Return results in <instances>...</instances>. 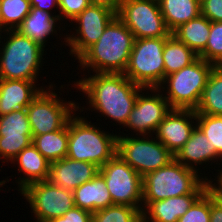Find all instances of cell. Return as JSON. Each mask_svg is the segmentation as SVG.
I'll return each mask as SVG.
<instances>
[{"instance_id": "cell-1", "label": "cell", "mask_w": 222, "mask_h": 222, "mask_svg": "<svg viewBox=\"0 0 222 222\" xmlns=\"http://www.w3.org/2000/svg\"><path fill=\"white\" fill-rule=\"evenodd\" d=\"M79 77L71 81L77 90L73 92L83 94L80 100H86L81 101L84 106L78 102V111H89L86 116L97 113L94 117H104L103 120L112 123L110 126L118 125L120 132L127 123L138 94L144 88L133 83L123 73H83Z\"/></svg>"}, {"instance_id": "cell-2", "label": "cell", "mask_w": 222, "mask_h": 222, "mask_svg": "<svg viewBox=\"0 0 222 222\" xmlns=\"http://www.w3.org/2000/svg\"><path fill=\"white\" fill-rule=\"evenodd\" d=\"M134 41L133 33L116 16L98 41L77 59L76 62L79 64L75 68L81 74L84 72L124 73Z\"/></svg>"}, {"instance_id": "cell-3", "label": "cell", "mask_w": 222, "mask_h": 222, "mask_svg": "<svg viewBox=\"0 0 222 222\" xmlns=\"http://www.w3.org/2000/svg\"><path fill=\"white\" fill-rule=\"evenodd\" d=\"M86 117L85 113L81 114L77 110L68 120L66 157L102 167L117 154L118 133L114 128L110 133L109 129H104V125L100 128L102 127L100 122L93 123L89 120V116Z\"/></svg>"}, {"instance_id": "cell-4", "label": "cell", "mask_w": 222, "mask_h": 222, "mask_svg": "<svg viewBox=\"0 0 222 222\" xmlns=\"http://www.w3.org/2000/svg\"><path fill=\"white\" fill-rule=\"evenodd\" d=\"M3 34L0 36V79L43 81L39 78H44L41 77L43 66H49L44 65L49 47L43 48L17 30H6Z\"/></svg>"}, {"instance_id": "cell-5", "label": "cell", "mask_w": 222, "mask_h": 222, "mask_svg": "<svg viewBox=\"0 0 222 222\" xmlns=\"http://www.w3.org/2000/svg\"><path fill=\"white\" fill-rule=\"evenodd\" d=\"M210 181L176 159L142 177V210L150 203L185 194H203Z\"/></svg>"}, {"instance_id": "cell-6", "label": "cell", "mask_w": 222, "mask_h": 222, "mask_svg": "<svg viewBox=\"0 0 222 222\" xmlns=\"http://www.w3.org/2000/svg\"><path fill=\"white\" fill-rule=\"evenodd\" d=\"M63 83L59 86V89L57 88L58 85L56 84L50 86L49 88L42 89L27 106L26 111L33 136L42 135L61 129L68 122L70 117L78 110L77 101L74 99L70 100L69 97L67 101L66 98L61 96L63 93L68 92V89L71 92L69 87H71L72 90L73 88L75 89L74 83H71L70 81L67 82L68 84L65 82ZM56 92L59 93V95Z\"/></svg>"}, {"instance_id": "cell-7", "label": "cell", "mask_w": 222, "mask_h": 222, "mask_svg": "<svg viewBox=\"0 0 222 222\" xmlns=\"http://www.w3.org/2000/svg\"><path fill=\"white\" fill-rule=\"evenodd\" d=\"M214 65L198 57L193 63L165 76L158 87L171 109L196 110Z\"/></svg>"}, {"instance_id": "cell-8", "label": "cell", "mask_w": 222, "mask_h": 222, "mask_svg": "<svg viewBox=\"0 0 222 222\" xmlns=\"http://www.w3.org/2000/svg\"><path fill=\"white\" fill-rule=\"evenodd\" d=\"M167 38L135 39L123 74L143 88H158L165 79L163 47Z\"/></svg>"}, {"instance_id": "cell-9", "label": "cell", "mask_w": 222, "mask_h": 222, "mask_svg": "<svg viewBox=\"0 0 222 222\" xmlns=\"http://www.w3.org/2000/svg\"><path fill=\"white\" fill-rule=\"evenodd\" d=\"M117 154L141 177L175 159L154 135H118Z\"/></svg>"}, {"instance_id": "cell-10", "label": "cell", "mask_w": 222, "mask_h": 222, "mask_svg": "<svg viewBox=\"0 0 222 222\" xmlns=\"http://www.w3.org/2000/svg\"><path fill=\"white\" fill-rule=\"evenodd\" d=\"M19 194L29 204L34 222H49L75 206L72 191L51 184L48 180L31 183Z\"/></svg>"}, {"instance_id": "cell-11", "label": "cell", "mask_w": 222, "mask_h": 222, "mask_svg": "<svg viewBox=\"0 0 222 222\" xmlns=\"http://www.w3.org/2000/svg\"><path fill=\"white\" fill-rule=\"evenodd\" d=\"M114 205H127L142 213V177L118 154L100 167Z\"/></svg>"}, {"instance_id": "cell-12", "label": "cell", "mask_w": 222, "mask_h": 222, "mask_svg": "<svg viewBox=\"0 0 222 222\" xmlns=\"http://www.w3.org/2000/svg\"><path fill=\"white\" fill-rule=\"evenodd\" d=\"M116 16V13L105 7L90 4L68 24V27L71 28L69 30L68 27L66 28V47L70 48L67 53L68 56L73 57L75 62L90 46L98 41L108 24Z\"/></svg>"}, {"instance_id": "cell-13", "label": "cell", "mask_w": 222, "mask_h": 222, "mask_svg": "<svg viewBox=\"0 0 222 222\" xmlns=\"http://www.w3.org/2000/svg\"><path fill=\"white\" fill-rule=\"evenodd\" d=\"M117 17L135 39L169 37L158 0H122Z\"/></svg>"}, {"instance_id": "cell-14", "label": "cell", "mask_w": 222, "mask_h": 222, "mask_svg": "<svg viewBox=\"0 0 222 222\" xmlns=\"http://www.w3.org/2000/svg\"><path fill=\"white\" fill-rule=\"evenodd\" d=\"M170 110L167 99L158 88H144L138 94L125 127L121 129L122 132L117 133L118 135H154Z\"/></svg>"}, {"instance_id": "cell-15", "label": "cell", "mask_w": 222, "mask_h": 222, "mask_svg": "<svg viewBox=\"0 0 222 222\" xmlns=\"http://www.w3.org/2000/svg\"><path fill=\"white\" fill-rule=\"evenodd\" d=\"M32 137L26 108L0 116V171L32 143Z\"/></svg>"}, {"instance_id": "cell-16", "label": "cell", "mask_w": 222, "mask_h": 222, "mask_svg": "<svg viewBox=\"0 0 222 222\" xmlns=\"http://www.w3.org/2000/svg\"><path fill=\"white\" fill-rule=\"evenodd\" d=\"M175 159L183 164L185 167L194 169L200 175L203 176L204 174V178L208 181H211L216 176V173H218L222 164V160L216 155L215 147L210 144V141H208L205 134L197 125L193 129L189 140L176 153ZM212 165L215 167H213ZM216 167H218L217 170L215 169ZM202 168L204 169V171L202 170ZM210 168H213L215 173L213 169L211 172ZM208 169L210 172H208ZM205 170L207 171V173ZM209 173L213 174V177ZM206 175H208L209 177Z\"/></svg>"}, {"instance_id": "cell-17", "label": "cell", "mask_w": 222, "mask_h": 222, "mask_svg": "<svg viewBox=\"0 0 222 222\" xmlns=\"http://www.w3.org/2000/svg\"><path fill=\"white\" fill-rule=\"evenodd\" d=\"M65 26L66 25L61 22L59 17H55L49 12L31 7V11L24 18L23 22L17 27L16 30L23 36L29 37L34 42L38 43L43 48H46L48 43L51 44V42H47L51 35V39L53 36H57L56 39H62L61 43L60 40H56L59 42L56 44H59L60 46L56 45L55 43L54 45L51 44L53 49L50 48V50H54V48L56 49L57 46L60 47L59 50H64L62 49V46L64 45L63 48L66 49V33H64L66 32Z\"/></svg>"}, {"instance_id": "cell-18", "label": "cell", "mask_w": 222, "mask_h": 222, "mask_svg": "<svg viewBox=\"0 0 222 222\" xmlns=\"http://www.w3.org/2000/svg\"><path fill=\"white\" fill-rule=\"evenodd\" d=\"M196 127V112L189 109H171L155 131V138L174 156L189 140Z\"/></svg>"}, {"instance_id": "cell-19", "label": "cell", "mask_w": 222, "mask_h": 222, "mask_svg": "<svg viewBox=\"0 0 222 222\" xmlns=\"http://www.w3.org/2000/svg\"><path fill=\"white\" fill-rule=\"evenodd\" d=\"M95 164L65 157L50 163L48 181L51 184L74 191L99 173Z\"/></svg>"}, {"instance_id": "cell-20", "label": "cell", "mask_w": 222, "mask_h": 222, "mask_svg": "<svg viewBox=\"0 0 222 222\" xmlns=\"http://www.w3.org/2000/svg\"><path fill=\"white\" fill-rule=\"evenodd\" d=\"M48 82L40 86L38 81L0 79V116L24 110L42 89L57 84Z\"/></svg>"}, {"instance_id": "cell-21", "label": "cell", "mask_w": 222, "mask_h": 222, "mask_svg": "<svg viewBox=\"0 0 222 222\" xmlns=\"http://www.w3.org/2000/svg\"><path fill=\"white\" fill-rule=\"evenodd\" d=\"M15 173H18L17 178L15 176V183L18 193L23 190L27 185L38 182L47 181L49 177L50 162L37 150V148L31 143L24 148L11 162ZM22 174V175H21Z\"/></svg>"}, {"instance_id": "cell-22", "label": "cell", "mask_w": 222, "mask_h": 222, "mask_svg": "<svg viewBox=\"0 0 222 222\" xmlns=\"http://www.w3.org/2000/svg\"><path fill=\"white\" fill-rule=\"evenodd\" d=\"M202 194H185L150 202L142 210V222H178Z\"/></svg>"}, {"instance_id": "cell-23", "label": "cell", "mask_w": 222, "mask_h": 222, "mask_svg": "<svg viewBox=\"0 0 222 222\" xmlns=\"http://www.w3.org/2000/svg\"><path fill=\"white\" fill-rule=\"evenodd\" d=\"M73 194L74 205L91 213L114 205L104 178L99 173L77 187Z\"/></svg>"}, {"instance_id": "cell-24", "label": "cell", "mask_w": 222, "mask_h": 222, "mask_svg": "<svg viewBox=\"0 0 222 222\" xmlns=\"http://www.w3.org/2000/svg\"><path fill=\"white\" fill-rule=\"evenodd\" d=\"M160 11L171 33L181 24L201 15L198 0H158Z\"/></svg>"}, {"instance_id": "cell-25", "label": "cell", "mask_w": 222, "mask_h": 222, "mask_svg": "<svg viewBox=\"0 0 222 222\" xmlns=\"http://www.w3.org/2000/svg\"><path fill=\"white\" fill-rule=\"evenodd\" d=\"M210 27L211 22L205 16L199 15L181 24L172 35L199 55L207 45Z\"/></svg>"}, {"instance_id": "cell-26", "label": "cell", "mask_w": 222, "mask_h": 222, "mask_svg": "<svg viewBox=\"0 0 222 222\" xmlns=\"http://www.w3.org/2000/svg\"><path fill=\"white\" fill-rule=\"evenodd\" d=\"M196 114L222 116V67L214 66L211 70Z\"/></svg>"}, {"instance_id": "cell-27", "label": "cell", "mask_w": 222, "mask_h": 222, "mask_svg": "<svg viewBox=\"0 0 222 222\" xmlns=\"http://www.w3.org/2000/svg\"><path fill=\"white\" fill-rule=\"evenodd\" d=\"M32 144L50 163L65 158L68 152V122L57 131L33 136Z\"/></svg>"}, {"instance_id": "cell-28", "label": "cell", "mask_w": 222, "mask_h": 222, "mask_svg": "<svg viewBox=\"0 0 222 222\" xmlns=\"http://www.w3.org/2000/svg\"><path fill=\"white\" fill-rule=\"evenodd\" d=\"M199 56L186 44L180 42L174 35H170L163 47L165 76L179 71L193 63Z\"/></svg>"}, {"instance_id": "cell-29", "label": "cell", "mask_w": 222, "mask_h": 222, "mask_svg": "<svg viewBox=\"0 0 222 222\" xmlns=\"http://www.w3.org/2000/svg\"><path fill=\"white\" fill-rule=\"evenodd\" d=\"M30 11L29 0H0L1 21L6 30H16Z\"/></svg>"}, {"instance_id": "cell-30", "label": "cell", "mask_w": 222, "mask_h": 222, "mask_svg": "<svg viewBox=\"0 0 222 222\" xmlns=\"http://www.w3.org/2000/svg\"><path fill=\"white\" fill-rule=\"evenodd\" d=\"M92 222H142V215L135 207L112 205L92 213Z\"/></svg>"}, {"instance_id": "cell-31", "label": "cell", "mask_w": 222, "mask_h": 222, "mask_svg": "<svg viewBox=\"0 0 222 222\" xmlns=\"http://www.w3.org/2000/svg\"><path fill=\"white\" fill-rule=\"evenodd\" d=\"M196 125L215 147L216 155L222 160V116L196 114Z\"/></svg>"}, {"instance_id": "cell-32", "label": "cell", "mask_w": 222, "mask_h": 222, "mask_svg": "<svg viewBox=\"0 0 222 222\" xmlns=\"http://www.w3.org/2000/svg\"><path fill=\"white\" fill-rule=\"evenodd\" d=\"M198 56L214 66L222 65V22H211L207 45Z\"/></svg>"}, {"instance_id": "cell-33", "label": "cell", "mask_w": 222, "mask_h": 222, "mask_svg": "<svg viewBox=\"0 0 222 222\" xmlns=\"http://www.w3.org/2000/svg\"><path fill=\"white\" fill-rule=\"evenodd\" d=\"M178 222H210V187L178 219Z\"/></svg>"}, {"instance_id": "cell-34", "label": "cell", "mask_w": 222, "mask_h": 222, "mask_svg": "<svg viewBox=\"0 0 222 222\" xmlns=\"http://www.w3.org/2000/svg\"><path fill=\"white\" fill-rule=\"evenodd\" d=\"M90 5L89 0H59V18L66 27ZM68 21V22H67Z\"/></svg>"}, {"instance_id": "cell-35", "label": "cell", "mask_w": 222, "mask_h": 222, "mask_svg": "<svg viewBox=\"0 0 222 222\" xmlns=\"http://www.w3.org/2000/svg\"><path fill=\"white\" fill-rule=\"evenodd\" d=\"M200 4L202 16L210 22H222V0H204Z\"/></svg>"}, {"instance_id": "cell-36", "label": "cell", "mask_w": 222, "mask_h": 222, "mask_svg": "<svg viewBox=\"0 0 222 222\" xmlns=\"http://www.w3.org/2000/svg\"><path fill=\"white\" fill-rule=\"evenodd\" d=\"M49 222H92V213L74 206L63 216L52 219Z\"/></svg>"}, {"instance_id": "cell-37", "label": "cell", "mask_w": 222, "mask_h": 222, "mask_svg": "<svg viewBox=\"0 0 222 222\" xmlns=\"http://www.w3.org/2000/svg\"><path fill=\"white\" fill-rule=\"evenodd\" d=\"M210 222H222V198L210 187Z\"/></svg>"}, {"instance_id": "cell-38", "label": "cell", "mask_w": 222, "mask_h": 222, "mask_svg": "<svg viewBox=\"0 0 222 222\" xmlns=\"http://www.w3.org/2000/svg\"><path fill=\"white\" fill-rule=\"evenodd\" d=\"M29 1L31 7L49 12L53 16L59 17V0H29Z\"/></svg>"}, {"instance_id": "cell-39", "label": "cell", "mask_w": 222, "mask_h": 222, "mask_svg": "<svg viewBox=\"0 0 222 222\" xmlns=\"http://www.w3.org/2000/svg\"><path fill=\"white\" fill-rule=\"evenodd\" d=\"M91 5L105 7L114 13H118L122 0H89Z\"/></svg>"}, {"instance_id": "cell-40", "label": "cell", "mask_w": 222, "mask_h": 222, "mask_svg": "<svg viewBox=\"0 0 222 222\" xmlns=\"http://www.w3.org/2000/svg\"><path fill=\"white\" fill-rule=\"evenodd\" d=\"M210 187L222 198V164L216 176L210 181Z\"/></svg>"}, {"instance_id": "cell-41", "label": "cell", "mask_w": 222, "mask_h": 222, "mask_svg": "<svg viewBox=\"0 0 222 222\" xmlns=\"http://www.w3.org/2000/svg\"><path fill=\"white\" fill-rule=\"evenodd\" d=\"M10 179H11V178L7 177V178H5L4 180H1V181H0V192H1V188H2L3 186H5V184H7V183L10 181Z\"/></svg>"}, {"instance_id": "cell-42", "label": "cell", "mask_w": 222, "mask_h": 222, "mask_svg": "<svg viewBox=\"0 0 222 222\" xmlns=\"http://www.w3.org/2000/svg\"><path fill=\"white\" fill-rule=\"evenodd\" d=\"M6 31V29L2 25L1 14H0V36Z\"/></svg>"}]
</instances>
